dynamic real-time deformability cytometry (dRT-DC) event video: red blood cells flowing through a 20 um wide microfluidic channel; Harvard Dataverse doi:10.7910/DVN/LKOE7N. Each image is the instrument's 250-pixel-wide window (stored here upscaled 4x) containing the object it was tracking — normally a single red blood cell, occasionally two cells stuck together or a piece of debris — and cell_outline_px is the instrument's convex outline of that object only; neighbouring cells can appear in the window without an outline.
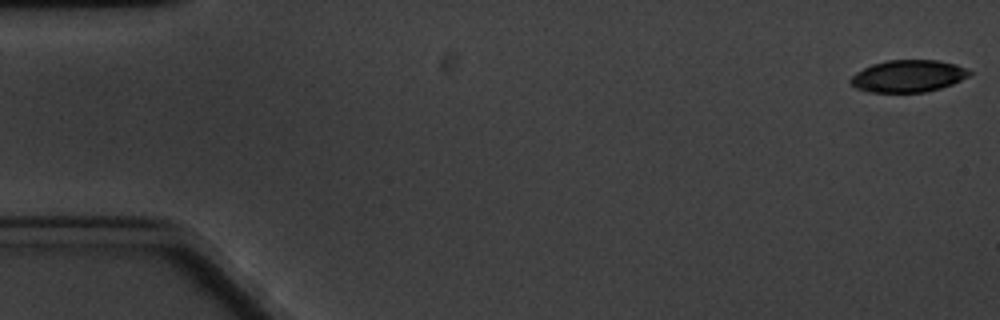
{"species": "common noctule bat (a hibernating species)", "species_latin": "Nyctalus noctula", "temperature_condition": "cold", "stored_images_in_passage": 61, "camera_frame_rate_fps": 3000, "um_per_image_px": 0.085, "animal": {"sex": "male", "body_mass_g": 20.1, "forearm_length_mm": 53.5}, "frame": {"image": 1, "passage_image": 1, "time_ms": 0.0, "image_size_px": [1000, 320], "cell_outline_px": [[972, 72], [968, 76], [952, 84], [940, 88], [924, 92], [868, 92], [856, 88], [848, 80], [856, 72], [872, 64], [888, 60], [936, 60], [956, 64]], "centroid_in_image_um": [77.16, 6.46], "position_along_channel_um": 7.8, "area_um2": 22.08}}
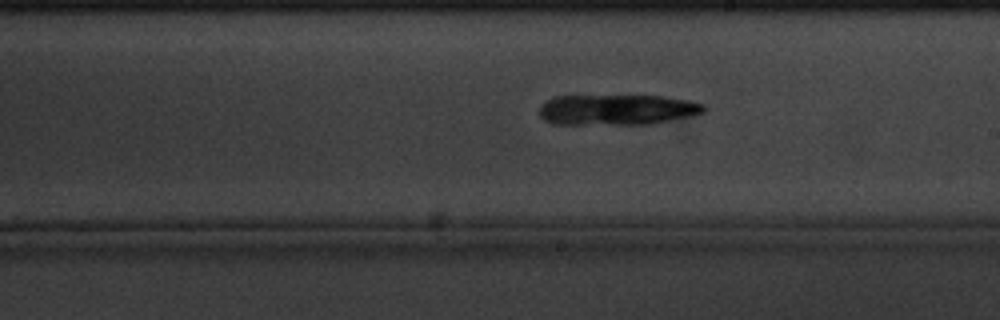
{"frame": {"image": 2, "passage_image": 34, "time_ms": 11.0, "image_size_px": [1000, 320], "cell_outline_px": [[704, 112], [652, 124], [552, 124], [544, 120], [540, 116], [540, 104], [552, 96], [664, 96], [688, 100], [704, 104]], "centroid_in_image_um": [52.38, 9.32], "position_along_channel_um": 236.6, "area_um2": 29.25}}
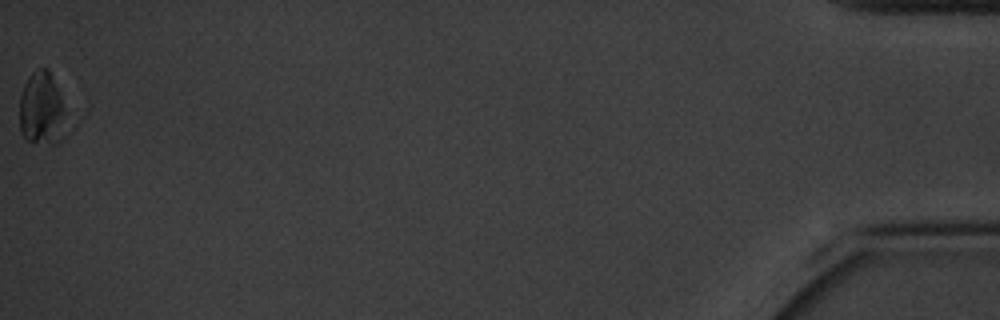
{"frame": {"image": 3, "passage_image": 61, "time_ms": 20.0, "image_size_px": [1000, 320], "cell_outline_px": [[64, 136], [56, 144], [48, 144], [24, 140], [20, 132], [20, 96], [24, 84], [28, 76], [32, 72], [40, 68], [48, 68], [60, 96], [64, 112]], "centroid_in_image_um": [3.51, 9.29], "position_along_channel_um": 431.7, "area_um2": 19.83}, "authors_computed_cell_mechanics": {"area_um2": 27.6284, "velocity_mm_per_s": 3.2593, "shape_relaxation_time_tau1_ms": 4.0037, "shape_relaxation_time_tau2_ms": null, "deformation_change_tau1": 0.1067, "deformation_change_tau2": null}}